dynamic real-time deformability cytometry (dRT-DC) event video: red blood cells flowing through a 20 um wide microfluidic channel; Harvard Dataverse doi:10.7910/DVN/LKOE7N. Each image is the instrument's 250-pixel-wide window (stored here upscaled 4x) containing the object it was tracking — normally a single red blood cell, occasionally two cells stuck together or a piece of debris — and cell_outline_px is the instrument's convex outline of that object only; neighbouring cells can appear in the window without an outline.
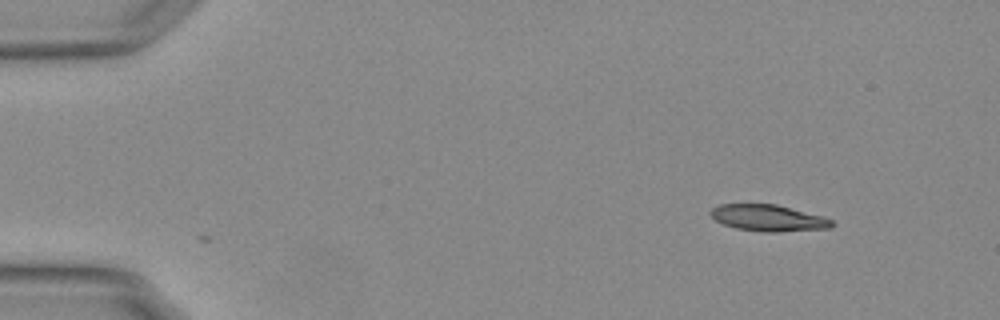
{"species": "Egyptian fruit bat (a non-hibernating species)", "species_latin": "Rousettus aegyptiacus", "temperature_condition": "warm", "stored_images_in_passage": 2, "camera_frame_rate_fps": 3000, "um_per_image_px": 0.085, "animal": {"sex": "female"}, "frame": {"image": 1, "passage_image": 1, "time_ms": 0.0, "image_size_px": [1000, 320], "cell_outline_px": [[836, 224], [832, 228], [776, 232], [764, 232], [736, 228], [724, 224], [716, 220], [708, 212], [712, 208], [720, 204], [776, 204], [824, 216], [832, 220]], "centroid_in_image_um": [65.35, 18.52], "position_along_channel_um": 19.7, "area_um2": 18.79}}